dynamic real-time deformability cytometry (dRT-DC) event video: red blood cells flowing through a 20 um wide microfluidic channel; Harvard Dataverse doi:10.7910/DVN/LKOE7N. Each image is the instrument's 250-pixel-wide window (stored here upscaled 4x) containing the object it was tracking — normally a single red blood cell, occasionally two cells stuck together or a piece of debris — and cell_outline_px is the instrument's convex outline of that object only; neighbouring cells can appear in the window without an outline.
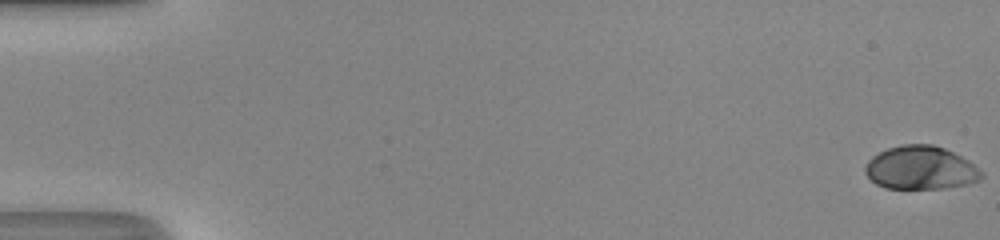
{"species": "human", "species_latin": "Homo sapiens", "temperature_condition": "room temperature", "stored_images_in_passage": 51, "camera_frame_rate_fps": 3000, "um_per_image_px": 0.085, "donor": {"sex": "male"}, "frame": {"image": 1, "passage_image": 1, "time_ms": 0.0, "image_size_px": [1000, 240], "cell_outline_px": [[984, 176], [980, 180], [968, 184], [944, 188], [888, 188], [876, 184], [864, 172], [864, 168], [868, 160], [872, 156], [888, 148], [900, 144], [932, 144], [944, 148], [968, 160]], "centroid_in_image_um": [78.23, 14.26], "position_along_channel_um": 6.8, "area_um2": 29.19}}
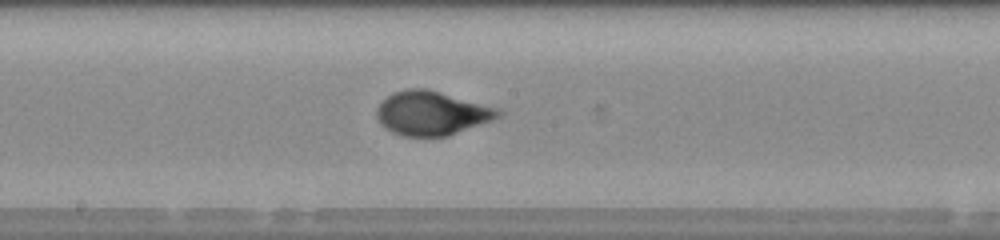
{"frame": {"image": 2, "passage_image": 29, "time_ms": 9.333, "image_size_px": [1000, 240], "cell_outline_px": [[504, 112], [500, 116], [492, 120], [448, 136], [404, 136], [392, 132], [376, 116], [376, 108], [392, 92], [408, 88], [428, 88], [500, 108]], "centroid_in_image_um": [36.74, 9.6], "position_along_channel_um": 211.5, "area_um2": 31.15}}
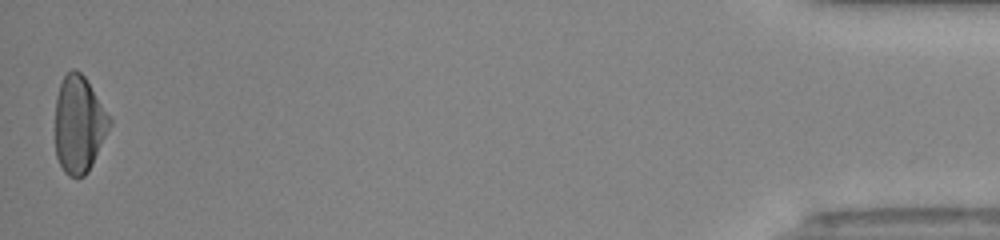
{"frame": {"image": 3, "passage_image": 51, "time_ms": 16.667, "image_size_px": [1000, 240], "cell_outline_px": [[112, 124], [88, 172], [84, 176], [68, 176], [64, 172], [56, 156], [56, 96], [60, 84], [64, 76], [72, 68], [76, 68], [84, 76], [112, 116]], "centroid_in_image_um": [6.74, 10.55], "position_along_channel_um": 428.5, "area_um2": 30.92}, "authors_computed_cell_mechanics": {"area_um2": 30.1138, "velocity_mm_per_s": 4.2154, "shape_relaxation_time_tau1_ms": 4.0096, "shape_relaxation_time_tau2_ms": null, "deformation_change_tau1": 0.1996, "deformation_change_tau2": null}}